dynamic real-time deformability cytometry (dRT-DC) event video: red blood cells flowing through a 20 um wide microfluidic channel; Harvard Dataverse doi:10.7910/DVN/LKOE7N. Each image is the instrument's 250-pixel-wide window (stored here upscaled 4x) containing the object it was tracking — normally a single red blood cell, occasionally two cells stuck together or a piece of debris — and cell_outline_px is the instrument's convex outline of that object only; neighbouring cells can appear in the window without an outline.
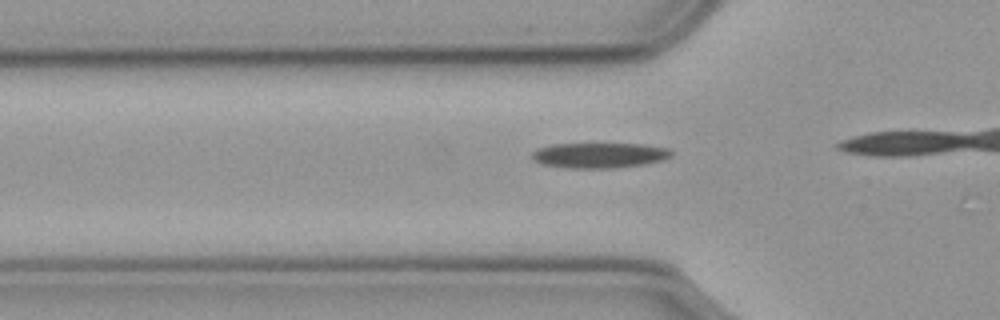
{"species": "common noctule bat (a hibernating species)", "species_latin": "Nyctalus noctula", "temperature_condition": "cold", "stored_images_in_passage": 16, "camera_frame_rate_fps": 3000, "um_per_image_px": 0.085, "animal": {"sex": "male", "body_mass_g": 23.1, "forearm_length_mm": 52.7}, "frame": {"image": 1, "passage_image": 13, "time_ms": 4.0, "image_size_px": [1000, 320], "cell_outline_px": [[672, 152], [668, 156], [660, 160], [640, 164], [608, 168], [572, 168], [544, 164], [532, 160], [532, 152], [536, 148], [552, 144], [644, 144], [668, 148]], "centroid_in_image_um": [50.87, 13.18], "position_along_channel_um": 74.9, "area_um2": 20.11}}